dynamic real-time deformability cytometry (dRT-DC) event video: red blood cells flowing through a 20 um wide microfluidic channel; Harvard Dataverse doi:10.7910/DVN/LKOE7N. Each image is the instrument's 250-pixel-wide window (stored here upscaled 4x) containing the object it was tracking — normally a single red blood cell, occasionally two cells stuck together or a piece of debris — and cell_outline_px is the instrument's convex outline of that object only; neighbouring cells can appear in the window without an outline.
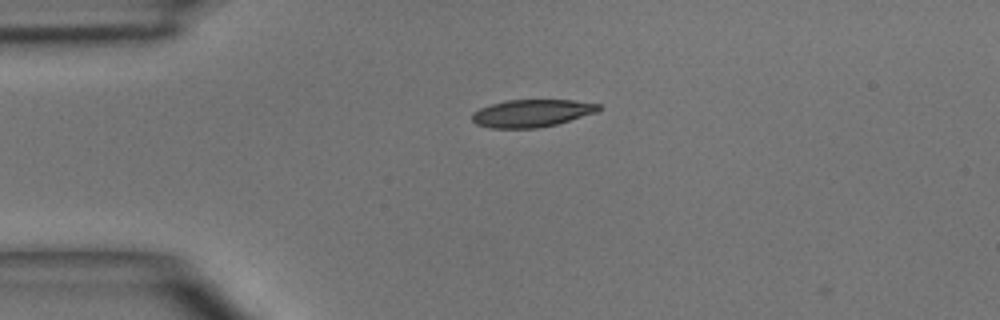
{"species": "common noctule bat (a hibernating species)", "species_latin": "Nyctalus noctula", "temperature_condition": "room temperature", "stored_images_in_passage": 4, "camera_frame_rate_fps": 3000, "um_per_image_px": 0.085, "animal": {"sex": "male", "body_mass_g": 15.6}, "frame": {"image": 1, "passage_image": 4, "time_ms": 3.667, "image_size_px": [1000, 320], "cell_outline_px": [[600, 108], [596, 112], [556, 124], [536, 128], [488, 128], [476, 124], [472, 120], [472, 112], [480, 108], [492, 104], [508, 100], [572, 100], [600, 104]], "centroid_in_image_um": [45.16, 9.62], "position_along_channel_um": 39.8, "area_um2": 20.11}}